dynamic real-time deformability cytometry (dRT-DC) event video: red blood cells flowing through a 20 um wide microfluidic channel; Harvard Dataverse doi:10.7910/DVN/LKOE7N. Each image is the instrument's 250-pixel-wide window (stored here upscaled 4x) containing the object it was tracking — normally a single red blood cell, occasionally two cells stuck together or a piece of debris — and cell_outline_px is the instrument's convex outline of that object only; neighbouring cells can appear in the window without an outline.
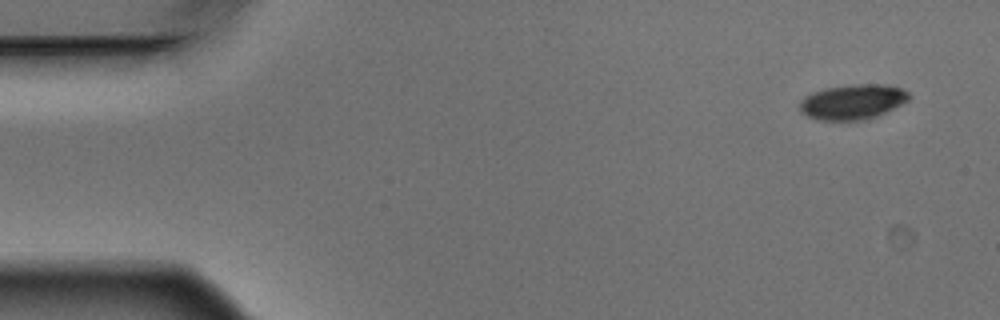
{"species": "Egyptian fruit bat (a non-hibernating species)", "species_latin": "Rousettus aegyptiacus", "temperature_condition": "warm", "stored_images_in_passage": 4, "camera_frame_rate_fps": 3000, "um_per_image_px": 0.085, "animal": {"sex": "male"}, "frame": {"image": 1, "passage_image": 1, "time_ms": 0.0, "image_size_px": [1000, 320], "cell_outline_px": [[912, 96], [908, 100], [876, 116], [864, 120], [820, 120], [808, 116], [800, 112], [800, 100], [804, 96], [812, 92], [828, 88], [860, 84], [884, 84], [900, 88], [908, 92]], "centroid_in_image_um": [72.45, 8.66], "position_along_channel_um": 12.5, "area_um2": 22.02}}
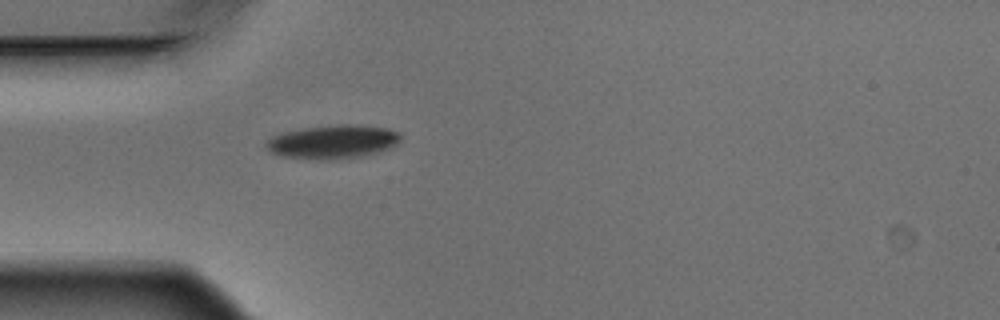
{"frame": {"image": 2, "passage_image": 4, "time_ms": 1.0, "image_size_px": [1000, 320], "cell_outline_px": [[400, 140], [392, 148], [380, 152], [360, 156], [336, 160], [316, 160], [280, 156], [272, 152], [264, 144], [272, 136], [284, 132], [304, 128], [340, 124], [348, 124], [388, 128], [400, 132]], "centroid_in_image_um": [28.31, 12.06], "position_along_channel_um": 56.7, "area_um2": 26.53}}